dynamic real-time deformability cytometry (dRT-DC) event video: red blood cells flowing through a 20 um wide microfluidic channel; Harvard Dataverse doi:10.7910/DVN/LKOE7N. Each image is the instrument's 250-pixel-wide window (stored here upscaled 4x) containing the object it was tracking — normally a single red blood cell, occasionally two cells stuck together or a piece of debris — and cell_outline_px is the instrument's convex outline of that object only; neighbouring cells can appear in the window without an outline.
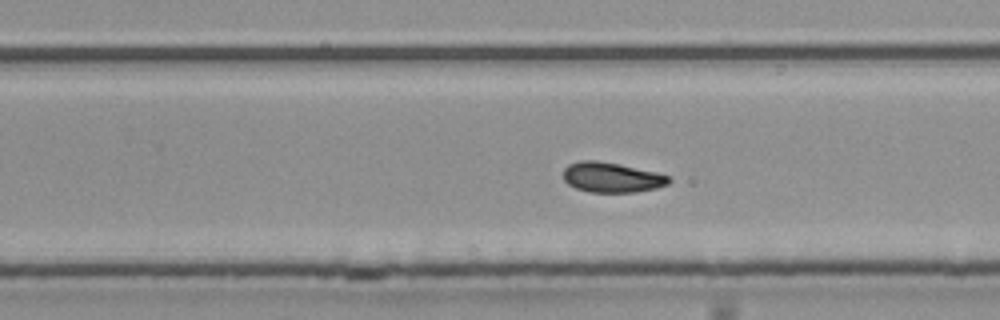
{"species": "common noctule bat (a hibernating species)", "species_latin": "Nyctalus noctula", "temperature_condition": "room temperature", "stored_images_in_passage": 23, "camera_frame_rate_fps": 3000, "um_per_image_px": 0.085, "animal": {"sex": "male", "body_mass_g": 20.4}, "frame": {"image": 1, "passage_image": 20, "time_ms": 6.333, "image_size_px": [1000, 320], "cell_outline_px": [[672, 180], [668, 184], [656, 188], [636, 192], [588, 192], [576, 188], [568, 184], [564, 180], [564, 168], [568, 164], [580, 160], [596, 160], [620, 164], [656, 172], [668, 176]], "centroid_in_image_um": [51.98, 15.07], "position_along_channel_um": 277.8, "area_um2": 18.55}}